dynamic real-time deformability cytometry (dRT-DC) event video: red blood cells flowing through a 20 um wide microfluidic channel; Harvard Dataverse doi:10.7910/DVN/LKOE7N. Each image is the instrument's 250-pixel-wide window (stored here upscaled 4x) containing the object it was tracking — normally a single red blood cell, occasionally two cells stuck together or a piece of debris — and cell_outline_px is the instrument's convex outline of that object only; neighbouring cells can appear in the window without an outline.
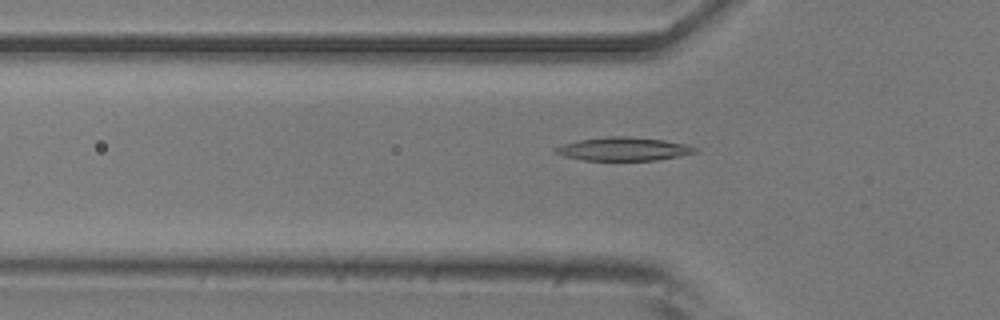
{"species": "common noctule bat (a hibernating species)", "species_latin": "Nyctalus noctula", "temperature_condition": "room temperature", "stored_images_in_passage": 52, "camera_frame_rate_fps": 3000, "um_per_image_px": 0.085, "animal": {"sex": "male", "body_mass_g": 20.5, "forearm_length_mm": 52.5}, "frame": {"image": 1, "passage_image": 16, "time_ms": 5.0, "image_size_px": [1000, 320], "cell_outline_px": [[700, 148], [696, 152], [680, 156], [656, 160], [584, 160], [564, 156], [556, 152], [552, 148], [564, 144], [580, 140], [608, 136], [628, 136], [664, 140], [688, 144]], "centroid_in_image_um": [53.06, 12.66], "position_along_channel_um": 72.7, "area_um2": 19.02}}
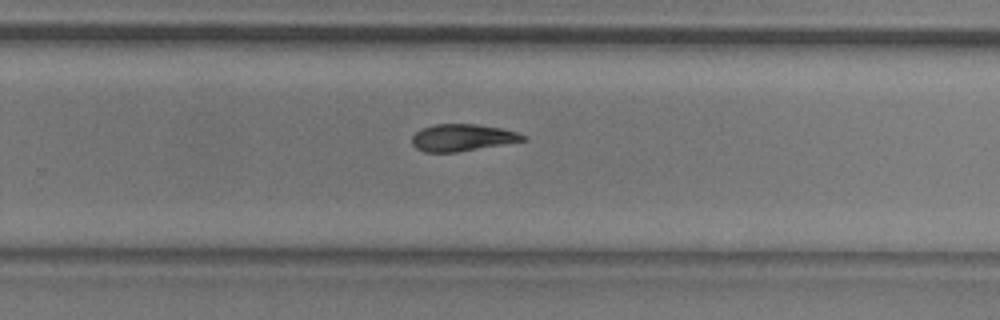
{"frame": {"image": 2, "passage_image": 33, "time_ms": 10.667, "image_size_px": [1000, 320], "cell_outline_px": [[528, 140], [456, 152], [424, 152], [416, 148], [412, 144], [412, 136], [420, 128], [436, 124], [476, 124], [500, 128], [516, 132], [528, 136]], "centroid_in_image_um": [39.29, 11.69], "position_along_channel_um": 290.5, "area_um2": 17.46}}
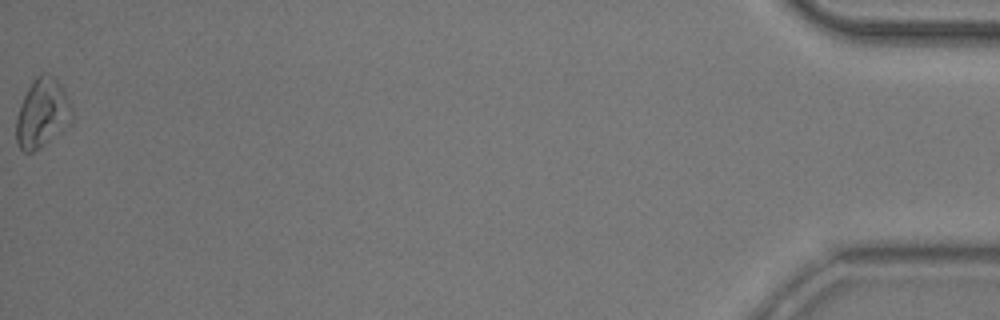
{"frame": {"image": 3, "passage_image": 52, "time_ms": 17.0, "image_size_px": [1000, 320], "cell_outline_px": [[72, 120], [68, 128], [32, 152], [24, 152], [20, 148], [16, 140], [16, 116], [24, 96], [28, 88], [36, 76], [44, 72], [52, 76], [60, 84], [72, 108]], "centroid_in_image_um": [3.59, 9.64], "position_along_channel_um": 431.6, "area_um2": 22.25}, "authors_computed_cell_mechanics": {"area_um2": 18.6405, "velocity_mm_per_s": 3.8265, "shape_relaxation_time_tau1_ms": 9.7299, "shape_relaxation_time_tau2_ms": 9.245, "deformation_change_tau1": 0.214, "deformation_change_tau2": 0.1801}}